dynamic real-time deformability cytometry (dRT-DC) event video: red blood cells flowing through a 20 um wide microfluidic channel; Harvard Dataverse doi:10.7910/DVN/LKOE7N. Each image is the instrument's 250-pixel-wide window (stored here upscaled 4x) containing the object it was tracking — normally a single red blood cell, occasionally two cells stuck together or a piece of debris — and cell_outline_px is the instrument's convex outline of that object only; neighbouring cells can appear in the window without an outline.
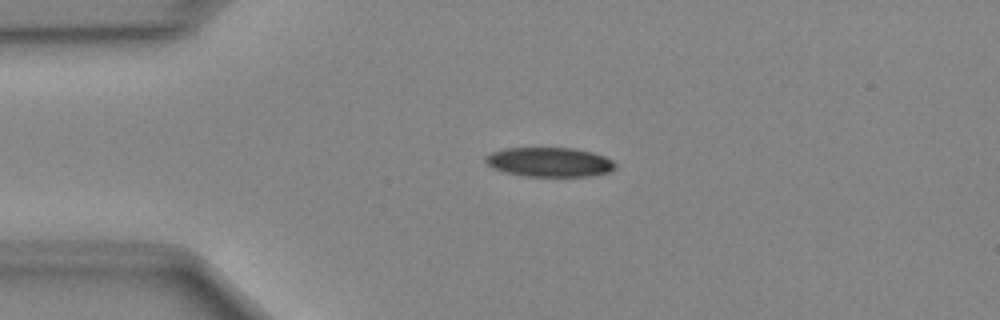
{"species": "Egyptian fruit bat (a non-hibernating species)", "species_latin": "Rousettus aegyptiacus", "temperature_condition": "cold", "stored_images_in_passage": 39, "camera_frame_rate_fps": 3000, "um_per_image_px": 0.085, "animal": {"sex": "female"}, "frame": {"image": 1, "passage_image": 1, "time_ms": 0.0, "image_size_px": [1000, 320], "cell_outline_px": [[616, 168], [608, 172], [592, 176], [524, 176], [504, 172], [492, 168], [484, 164], [484, 156], [492, 152], [504, 148], [576, 148], [592, 152], [604, 156], [612, 160], [616, 164]], "centroid_in_image_um": [46.67, 13.78], "position_along_channel_um": 38.3, "area_um2": 22.48}}
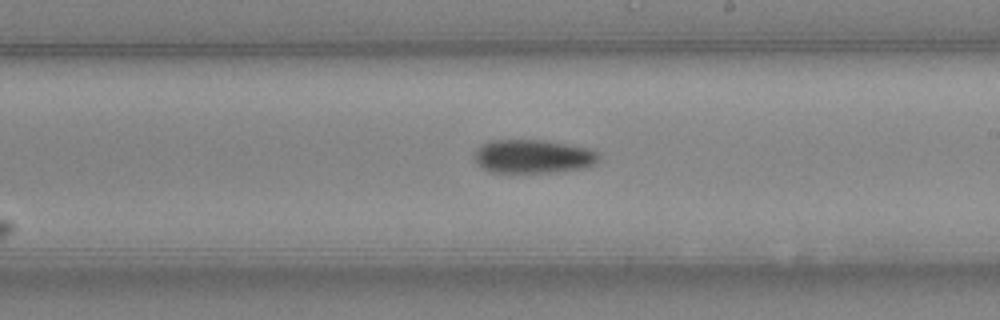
{"frame": {"image": 2, "passage_image": 18, "time_ms": 5.667, "image_size_px": [1000, 320], "cell_outline_px": [[600, 156], [592, 164], [584, 168], [556, 172], [492, 172], [480, 168], [476, 164], [476, 148], [492, 140], [544, 140], [592, 148]], "centroid_in_image_um": [45.31, 13.29], "position_along_channel_um": 243.7, "area_um2": 24.33}}
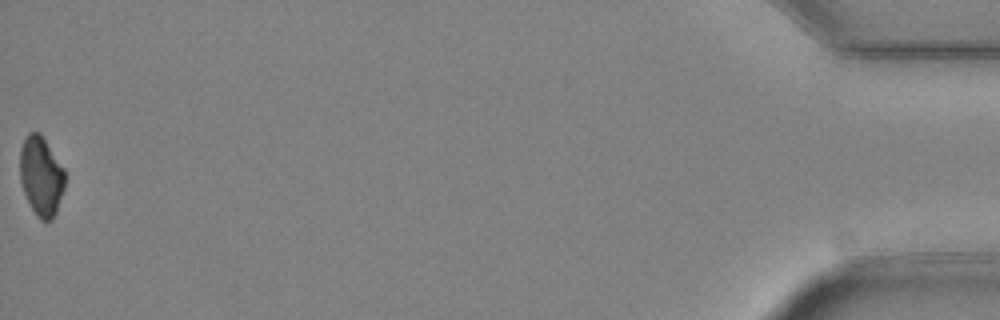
{"frame": {"image": 3, "passage_image": 39, "time_ms": 12.667, "image_size_px": [1000, 320], "cell_outline_px": [[64, 188], [56, 212], [52, 220], [40, 220], [36, 216], [24, 192], [20, 180], [20, 148], [28, 132], [40, 132], [64, 168]], "centroid_in_image_um": [3.49, 14.95], "position_along_channel_um": 431.7, "area_um2": 20.69}}